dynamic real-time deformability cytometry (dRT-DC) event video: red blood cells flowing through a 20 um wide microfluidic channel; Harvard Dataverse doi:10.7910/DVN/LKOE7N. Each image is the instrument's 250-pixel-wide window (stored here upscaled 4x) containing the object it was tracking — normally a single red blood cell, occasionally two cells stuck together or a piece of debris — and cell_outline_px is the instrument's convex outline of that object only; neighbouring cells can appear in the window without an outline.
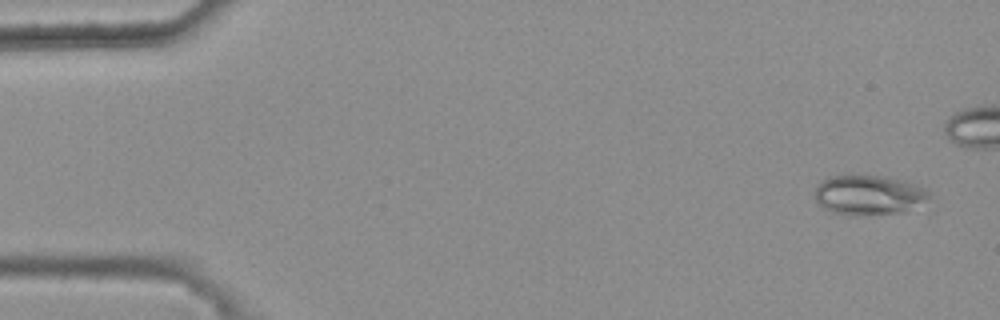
{"species": "common noctule bat (a hibernating species)", "species_latin": "Nyctalus noctula", "temperature_condition": "warm", "stored_images_in_passage": 16, "camera_frame_rate_fps": 3000, "um_per_image_px": 0.085, "animal": {"sex": "female", "body_mass_g": 25.1}, "frame": {"image": 1, "passage_image": 3, "time_ms": 0.667, "image_size_px": [1000, 320], "cell_outline_px": [[932, 196], [900, 212], [856, 216], [844, 216], [832, 212], [824, 208], [816, 200], [816, 184], [820, 180], [828, 176], [888, 176], [924, 188]], "centroid_in_image_um": [73.75, 16.58], "position_along_channel_um": 11.3, "area_um2": 26.13}}